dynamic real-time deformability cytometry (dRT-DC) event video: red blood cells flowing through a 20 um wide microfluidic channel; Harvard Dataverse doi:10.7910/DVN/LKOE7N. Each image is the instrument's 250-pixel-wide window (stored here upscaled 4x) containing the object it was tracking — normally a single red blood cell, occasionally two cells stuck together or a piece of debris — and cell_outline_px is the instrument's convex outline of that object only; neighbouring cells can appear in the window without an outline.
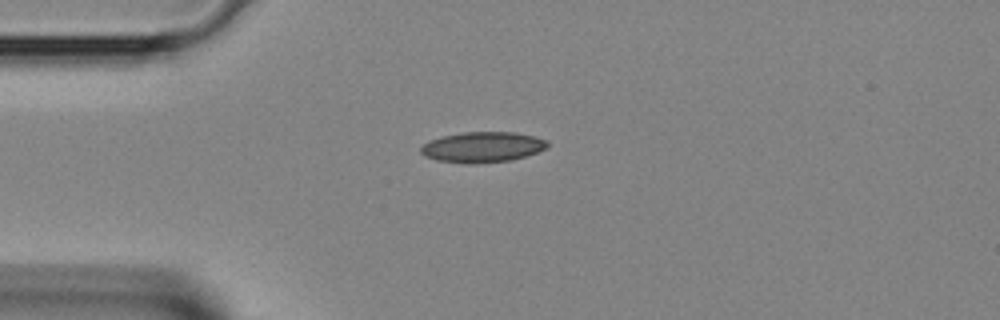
{"species": "Egyptian fruit bat (a non-hibernating species)", "species_latin": "Rousettus aegyptiacus", "temperature_condition": "room temperature", "stored_images_in_passage": 1, "camera_frame_rate_fps": 3000, "um_per_image_px": 0.085, "animal": {"sex": "female"}, "frame": {"image": 1, "passage_image": 1, "time_ms": 0.0, "image_size_px": [1000, 320], "cell_outline_px": [[548, 148], [512, 160], [476, 164], [464, 164], [436, 160], [424, 156], [420, 152], [420, 148], [424, 144], [440, 136], [464, 132], [516, 132], [548, 140]], "centroid_in_image_um": [41.0, 12.51], "position_along_channel_um": 44.0, "area_um2": 22.66}}